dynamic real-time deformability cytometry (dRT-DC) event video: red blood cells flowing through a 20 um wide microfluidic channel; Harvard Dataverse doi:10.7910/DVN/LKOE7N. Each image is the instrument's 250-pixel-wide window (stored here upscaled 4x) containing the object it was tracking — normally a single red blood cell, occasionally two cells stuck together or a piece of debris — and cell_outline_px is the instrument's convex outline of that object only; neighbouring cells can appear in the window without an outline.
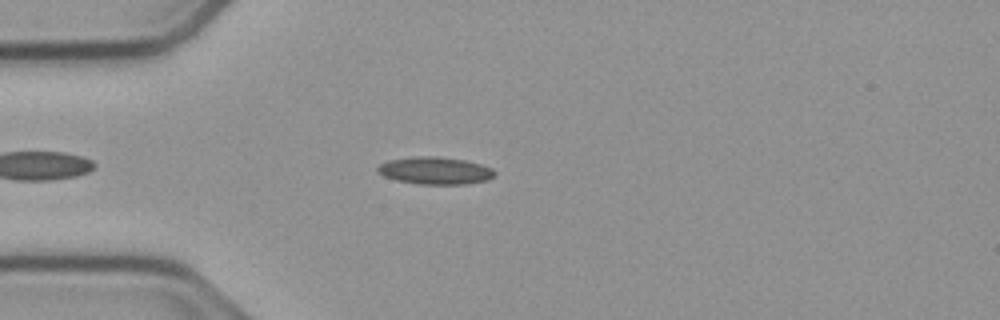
{"species": "common noctule bat (a hibernating species)", "species_latin": "Nyctalus noctula", "temperature_condition": "cold", "stored_images_in_passage": 44, "camera_frame_rate_fps": 3000, "um_per_image_px": 0.085, "animal": {"sex": "male", "body_mass_g": 23.1, "forearm_length_mm": 52.7}, "frame": {"image": 1, "passage_image": 4, "time_ms": 1.0, "image_size_px": [1000, 320], "cell_outline_px": [[496, 172], [488, 180], [468, 184], [416, 184], [396, 180], [384, 176], [376, 172], [376, 168], [380, 164], [388, 160], [416, 156], [436, 156], [464, 160], [480, 164], [492, 168]], "centroid_in_image_um": [36.96, 14.5], "position_along_channel_um": 48.0, "area_um2": 18.73}}
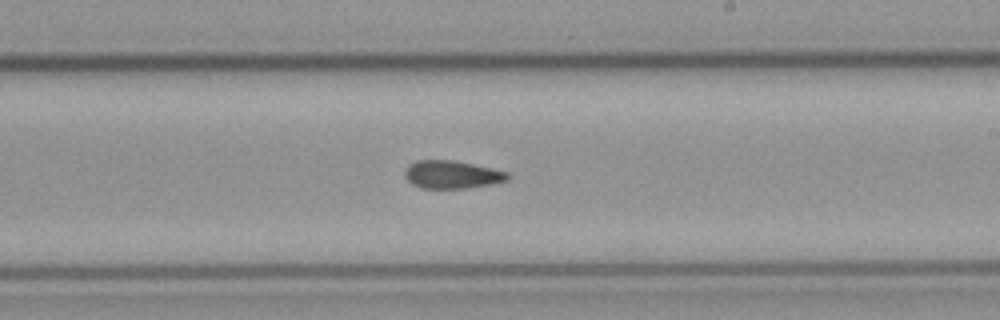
{"frame": {"image": 2, "passage_image": 21, "time_ms": 6.667, "image_size_px": [1000, 320], "cell_outline_px": [[508, 180], [492, 184], [464, 188], [420, 188], [412, 184], [404, 176], [404, 168], [408, 164], [416, 160], [452, 160], [492, 168], [508, 172]], "centroid_in_image_um": [38.36, 14.83], "position_along_channel_um": 250.6, "area_um2": 16.76}}
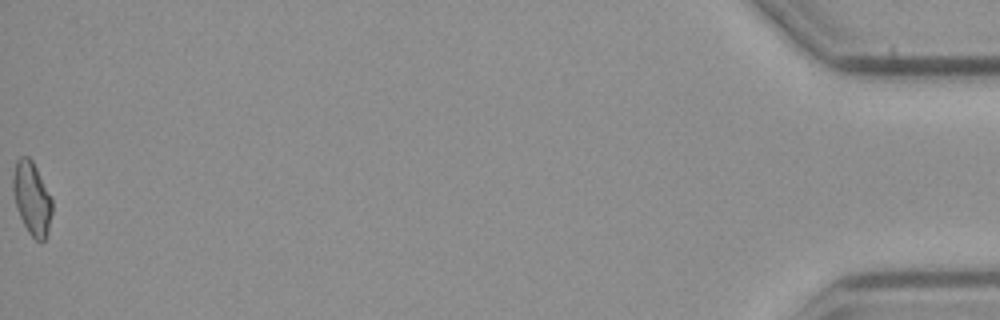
{"frame": {"image": 3, "passage_image": 44, "time_ms": 14.333, "image_size_px": [1000, 320], "cell_outline_px": [[52, 212], [48, 232], [44, 240], [40, 244], [28, 232], [16, 208], [12, 188], [12, 176], [16, 160], [20, 156], [28, 156], [32, 160], [52, 200]], "centroid_in_image_um": [2.69, 16.87], "position_along_channel_um": 432.5, "area_um2": 16.65}, "authors_computed_cell_mechanics": {"area_um2": 16.8198, "velocity_mm_per_s": 3.792, "shape_relaxation_time_tau1_ms": null, "shape_relaxation_time_tau2_ms": 3.9114, "deformation_change_tau1": null, "deformation_change_tau2": 0.1109}}